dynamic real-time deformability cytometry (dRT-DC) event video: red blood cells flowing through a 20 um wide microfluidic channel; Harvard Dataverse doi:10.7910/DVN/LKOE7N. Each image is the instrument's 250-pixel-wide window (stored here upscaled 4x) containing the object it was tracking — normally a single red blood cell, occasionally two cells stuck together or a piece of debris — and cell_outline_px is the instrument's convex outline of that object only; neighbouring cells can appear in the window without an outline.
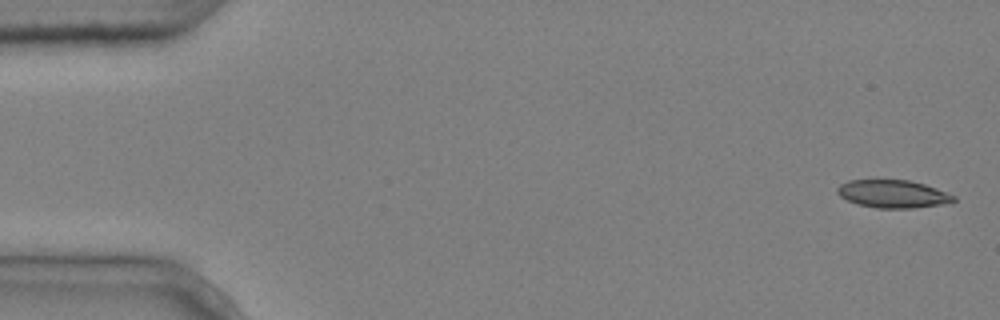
{"species": "common noctule bat (a hibernating species)", "species_latin": "Nyctalus noctula", "temperature_condition": "cold", "stored_images_in_passage": 5, "camera_frame_rate_fps": 3000, "um_per_image_px": 0.085, "animal": {"sex": "male", "body_mass_g": 20.4}, "frame": {"image": 1, "passage_image": 1, "time_ms": 0.0, "image_size_px": [1000, 320], "cell_outline_px": [[956, 200], [952, 204], [912, 208], [876, 208], [856, 204], [840, 196], [836, 192], [836, 188], [840, 184], [848, 180], [908, 180], [924, 184], [936, 188], [956, 196]], "centroid_in_image_um": [75.93, 16.49], "position_along_channel_um": 9.1, "area_um2": 19.13}}
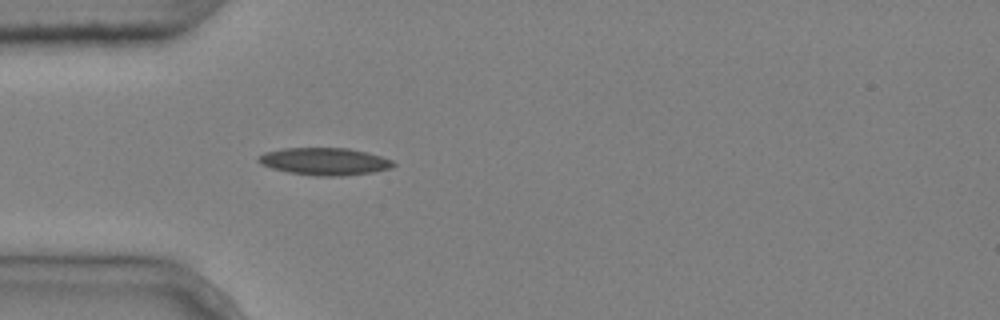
{"frame": {"image": 2, "passage_image": 5, "time_ms": 1.333, "image_size_px": [1000, 320], "cell_outline_px": [[396, 164], [392, 168], [372, 172], [344, 176], [316, 176], [288, 172], [272, 168], [260, 164], [256, 160], [264, 152], [284, 148], [348, 148], [368, 152], [392, 160]], "centroid_in_image_um": [27.6, 13.72], "position_along_channel_um": 57.4, "area_um2": 21.56}}